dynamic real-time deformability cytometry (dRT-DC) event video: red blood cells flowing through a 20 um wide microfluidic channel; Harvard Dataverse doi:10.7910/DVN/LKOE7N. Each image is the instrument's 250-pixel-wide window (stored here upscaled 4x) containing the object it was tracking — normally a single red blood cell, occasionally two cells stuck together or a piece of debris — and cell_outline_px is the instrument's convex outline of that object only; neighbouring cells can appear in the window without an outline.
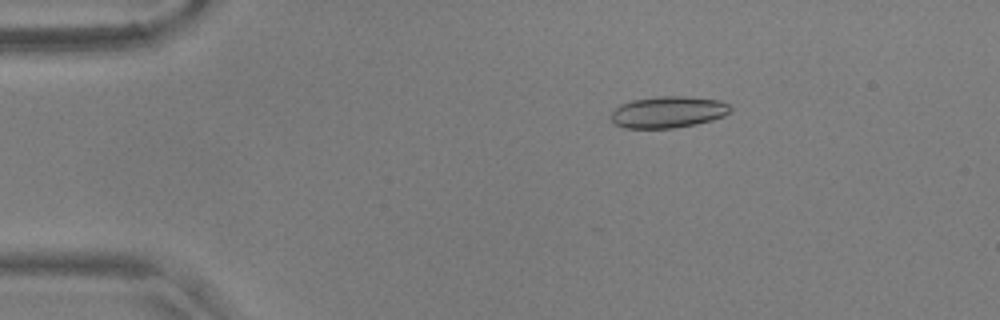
{"species": "common noctule bat (a hibernating species)", "species_latin": "Nyctalus noctula", "temperature_condition": "warm", "stored_images_in_passage": 55, "camera_frame_rate_fps": 3000, "um_per_image_px": 0.085, "animal": {"sex": "male", "body_mass_g": 17.9, "forearm_length_mm": 54.2}, "frame": {"image": 1, "passage_image": 10, "time_ms": 3.0, "image_size_px": [1000, 320], "cell_outline_px": [[732, 108], [724, 116], [712, 120], [696, 124], [672, 128], [624, 128], [616, 124], [612, 120], [612, 112], [620, 104], [632, 100], [656, 96], [688, 96], [720, 100], [728, 104]], "centroid_in_image_um": [56.8, 9.51], "position_along_channel_um": 28.2, "area_um2": 21.96}}
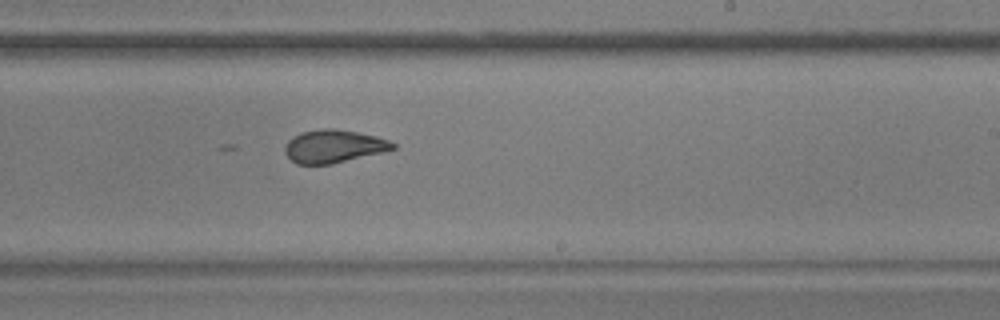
{"frame": {"image": 2, "passage_image": 34, "time_ms": 11.0, "image_size_px": [1000, 320], "cell_outline_px": [[396, 148], [332, 164], [296, 164], [284, 152], [284, 148], [288, 140], [292, 136], [300, 132], [320, 128], [332, 128], [356, 132], [376, 136], [388, 140], [396, 144]], "centroid_in_image_um": [28.32, 12.42], "position_along_channel_um": 260.7, "area_um2": 20.63}}
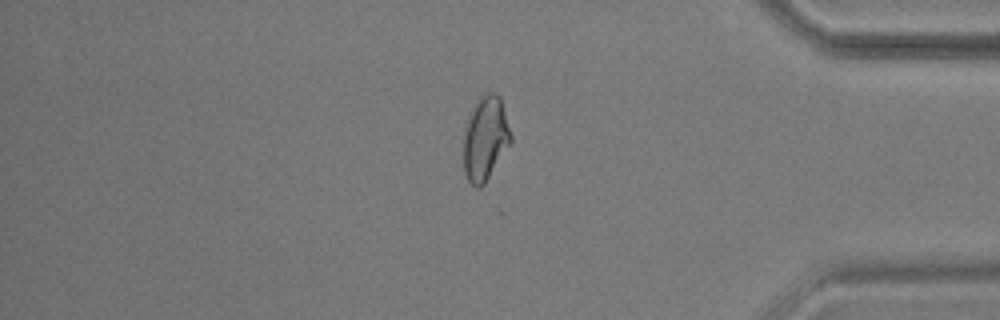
{"frame": {"image": 3, "passage_image": 47, "time_ms": 15.333, "image_size_px": [1000, 320], "cell_outline_px": [[512, 140], [484, 184], [480, 188], [476, 188], [468, 180], [464, 172], [464, 132], [468, 120], [480, 96], [488, 92], [496, 92], [500, 96], [512, 136]], "centroid_in_image_um": [41.26, 11.77], "position_along_channel_um": 393.9, "area_um2": 22.77}}